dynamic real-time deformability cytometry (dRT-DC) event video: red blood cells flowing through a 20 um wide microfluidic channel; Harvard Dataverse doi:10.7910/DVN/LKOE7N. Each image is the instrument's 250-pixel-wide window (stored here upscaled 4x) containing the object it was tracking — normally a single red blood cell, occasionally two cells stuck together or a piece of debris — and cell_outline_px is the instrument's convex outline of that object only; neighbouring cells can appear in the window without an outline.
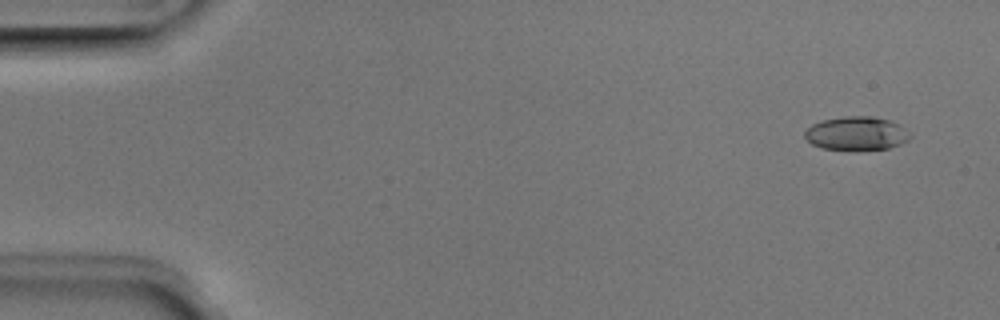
{"species": "Egyptian fruit bat (a non-hibernating species)", "species_latin": "Rousettus aegyptiacus", "temperature_condition": "room temperature", "stored_images_in_passage": 51, "camera_frame_rate_fps": 3000, "um_per_image_px": 0.085, "animal": {"sex": "male"}, "frame": {"image": 1, "passage_image": 3, "time_ms": 0.667, "image_size_px": [1000, 320], "cell_outline_px": [[912, 136], [908, 140], [900, 144], [888, 148], [856, 152], [820, 148], [812, 144], [804, 136], [804, 132], [812, 124], [820, 120], [844, 116], [872, 116], [892, 120], [900, 124], [912, 132]], "centroid_in_image_um": [72.83, 11.36], "position_along_channel_um": 12.2, "area_um2": 21.5}}
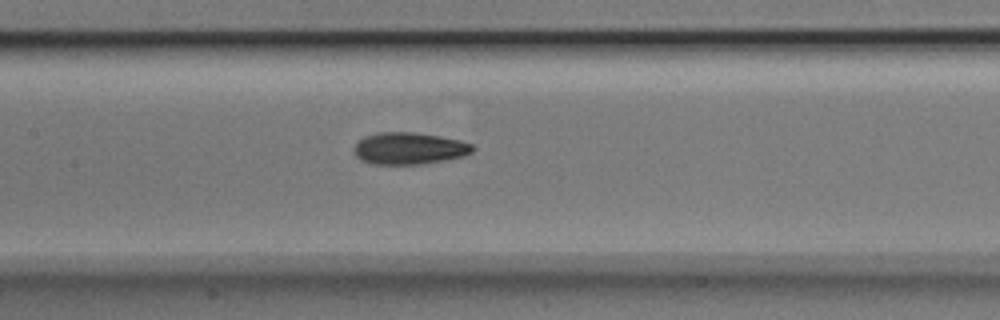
{"frame": {"image": 2, "passage_image": 24, "time_ms": 7.667, "image_size_px": [1000, 320], "cell_outline_px": [[476, 148], [472, 152], [464, 156], [424, 164], [372, 164], [360, 160], [352, 152], [352, 148], [364, 136], [376, 132], [416, 132], [460, 140], [472, 144]], "centroid_in_image_um": [34.75, 12.61], "position_along_channel_um": 172.6, "area_um2": 22.31}}
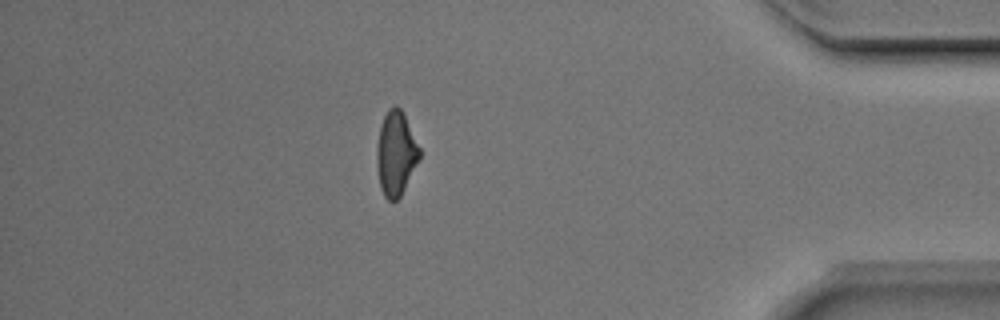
{"frame": {"image": 3, "passage_image": 44, "time_ms": 14.333, "image_size_px": [1000, 320], "cell_outline_px": [[420, 156], [400, 196], [396, 200], [388, 200], [384, 196], [380, 188], [376, 164], [376, 148], [380, 124], [388, 108], [396, 104], [404, 112], [420, 148]], "centroid_in_image_um": [33.62, 12.99], "position_along_channel_um": 401.6, "area_um2": 21.04}}